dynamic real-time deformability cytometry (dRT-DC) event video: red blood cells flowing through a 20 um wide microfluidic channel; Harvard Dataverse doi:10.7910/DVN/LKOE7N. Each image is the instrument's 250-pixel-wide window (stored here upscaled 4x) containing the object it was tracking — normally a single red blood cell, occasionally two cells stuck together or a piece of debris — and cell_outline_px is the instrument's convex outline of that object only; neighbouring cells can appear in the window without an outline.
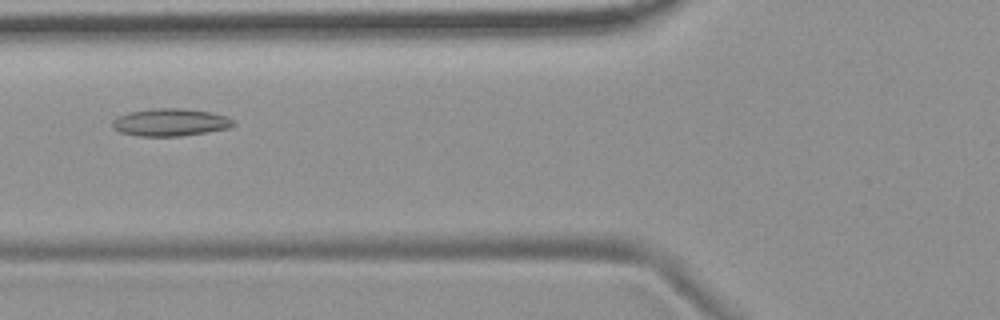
{"species": "common noctule bat (a hibernating species)", "species_latin": "Nyctalus noctula", "temperature_condition": "room temperature", "stored_images_in_passage": 4, "camera_frame_rate_fps": 3000, "um_per_image_px": 0.085, "animal": {"sex": "female", "body_mass_g": 19.9}, "frame": {"image": 1, "passage_image": 2, "time_ms": 1.0, "image_size_px": [1000, 320], "cell_outline_px": [[236, 124], [228, 128], [208, 132], [180, 136], [136, 136], [120, 132], [112, 128], [112, 120], [116, 116], [128, 112], [152, 108], [180, 108], [212, 112], [224, 116], [232, 120]], "centroid_in_image_um": [14.42, 10.39], "position_along_channel_um": 111.4, "area_um2": 19.54}}
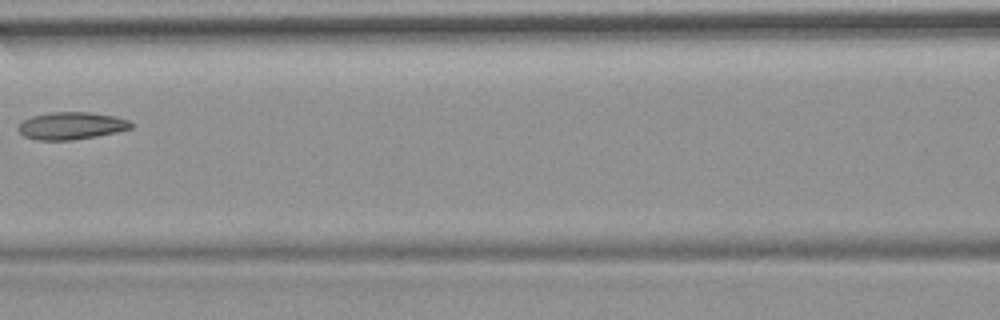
{"frame": {"image": 2, "passage_image": 3, "time_ms": 2.333, "image_size_px": [1000, 320], "cell_outline_px": [[132, 128], [116, 132], [96, 136], [72, 140], [36, 140], [24, 136], [16, 128], [24, 120], [32, 116], [48, 112], [88, 112], [116, 116], [128, 120], [132, 124]], "centroid_in_image_um": [6.05, 10.68], "position_along_channel_um": 160.6, "area_um2": 17.98}}
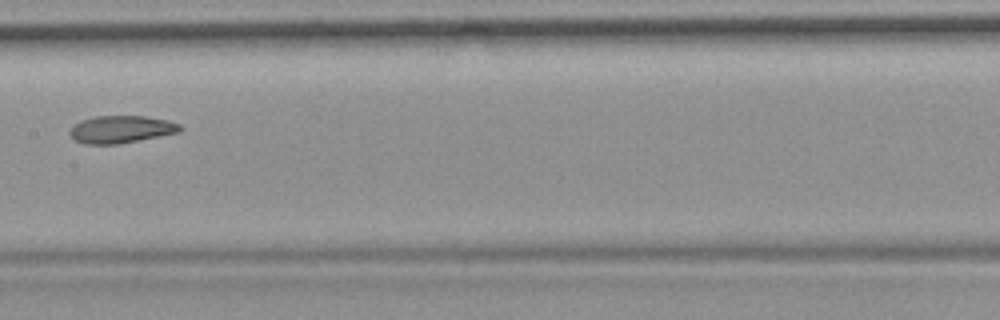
{"frame": {"image": 3, "passage_image": 4, "time_ms": 3.333, "image_size_px": [1000, 320], "cell_outline_px": [[184, 128], [180, 132], [116, 144], [84, 144], [76, 140], [68, 132], [80, 120], [96, 116], [148, 116], [168, 120], [180, 124]], "centroid_in_image_um": [10.33, 10.98], "position_along_channel_um": 197.1, "area_um2": 17.51}}